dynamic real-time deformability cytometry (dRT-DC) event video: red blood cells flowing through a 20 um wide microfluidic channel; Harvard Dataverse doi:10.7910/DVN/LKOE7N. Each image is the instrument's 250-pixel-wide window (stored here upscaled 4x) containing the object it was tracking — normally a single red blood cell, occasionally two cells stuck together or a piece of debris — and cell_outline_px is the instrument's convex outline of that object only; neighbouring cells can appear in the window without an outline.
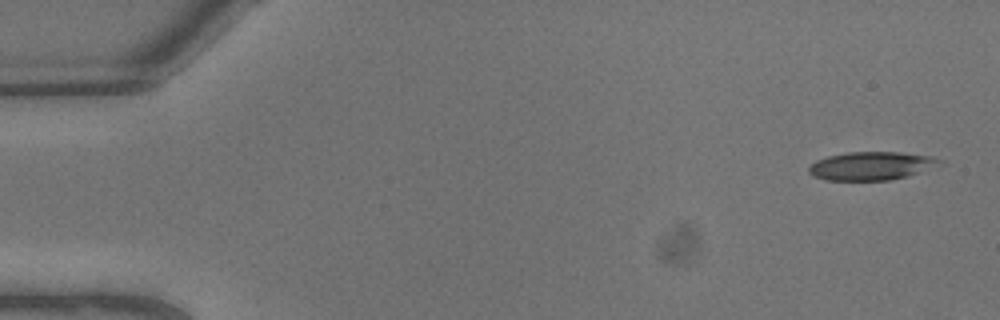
{"species": "common noctule bat (a hibernating species)", "species_latin": "Nyctalus noctula", "temperature_condition": "warm", "stored_images_in_passage": 9, "camera_frame_rate_fps": 3000, "um_per_image_px": 0.085, "animal": {"sex": "male", "body_mass_g": 13.3}, "frame": {"image": 1, "passage_image": 1, "time_ms": 0.0, "image_size_px": [1000, 320], "cell_outline_px": [[944, 160], [908, 176], [892, 180], [824, 180], [812, 176], [808, 172], [808, 168], [816, 160], [828, 156], [848, 152], [900, 152], [932, 156]], "centroid_in_image_um": [73.98, 14.1], "position_along_channel_um": 11.0, "area_um2": 21.33}}
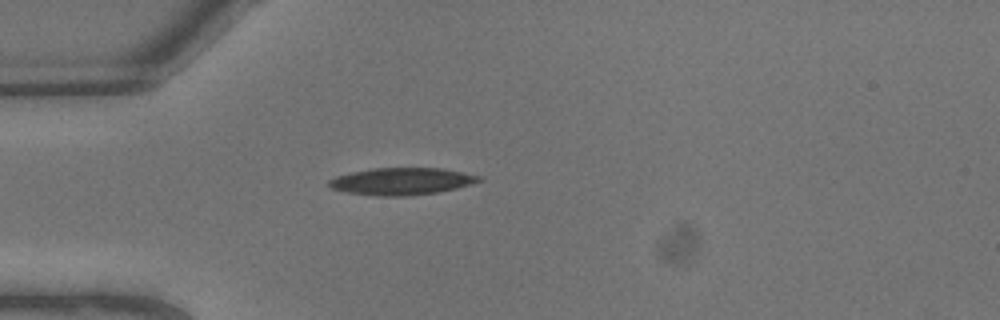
{"frame": {"image": 2, "passage_image": 6, "time_ms": 1.667, "image_size_px": [1000, 320], "cell_outline_px": [[484, 180], [472, 184], [440, 192], [404, 196], [376, 196], [348, 192], [332, 188], [328, 184], [328, 180], [336, 176], [352, 172], [372, 168], [444, 168], [484, 176]], "centroid_in_image_um": [34.21, 15.4], "position_along_channel_um": 50.8, "area_um2": 23.87}}
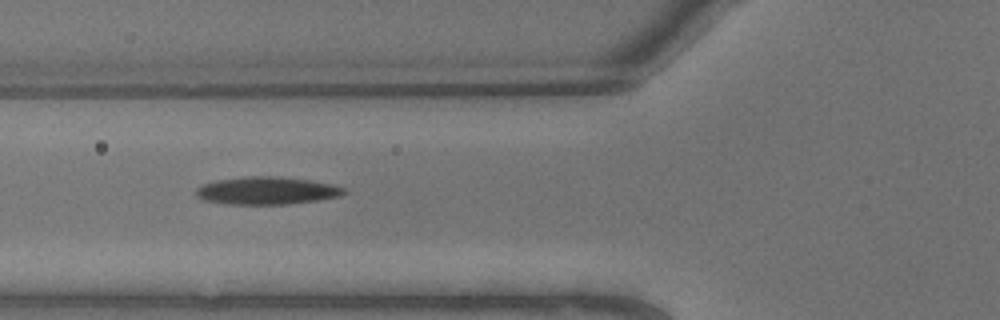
{"frame": {"image": 3, "passage_image": 8, "time_ms": 2.333, "image_size_px": [1000, 320], "cell_outline_px": [[348, 192], [340, 196], [316, 200], [288, 204], [228, 204], [204, 200], [196, 196], [196, 188], [204, 184], [216, 180], [248, 176], [276, 176], [312, 180], [336, 184], [348, 188]], "centroid_in_image_um": [22.75, 16.19], "position_along_channel_um": 103.1, "area_um2": 24.04}}